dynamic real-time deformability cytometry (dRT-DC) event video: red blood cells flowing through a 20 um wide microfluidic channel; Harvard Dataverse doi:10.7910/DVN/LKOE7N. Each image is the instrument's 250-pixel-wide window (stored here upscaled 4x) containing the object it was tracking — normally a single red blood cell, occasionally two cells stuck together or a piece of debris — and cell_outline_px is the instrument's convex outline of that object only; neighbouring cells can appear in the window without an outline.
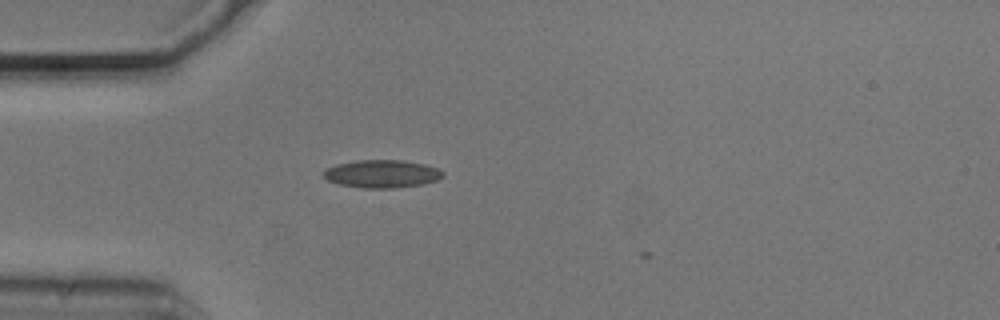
{"species": "common noctule bat (a hibernating species)", "species_latin": "Nyctalus noctula", "temperature_condition": "cold", "stored_images_in_passage": 3, "camera_frame_rate_fps": 3000, "um_per_image_px": 0.085, "animal": {"sex": "male", "body_mass_g": 20.5, "forearm_length_mm": 52.5}, "frame": {"image": 1, "passage_image": 2, "time_ms": 0.333, "image_size_px": [1000, 320], "cell_outline_px": [[444, 176], [436, 180], [424, 184], [392, 188], [364, 188], [340, 184], [328, 180], [320, 176], [328, 168], [336, 164], [356, 160], [404, 160], [424, 164], [440, 168], [444, 172]], "centroid_in_image_um": [32.49, 14.77], "position_along_channel_um": 52.5, "area_um2": 19.48}}